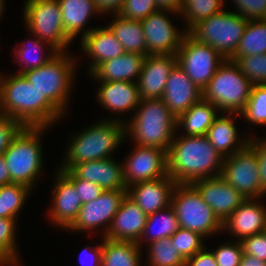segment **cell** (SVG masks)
Here are the masks:
<instances>
[{
	"label": "cell",
	"mask_w": 266,
	"mask_h": 266,
	"mask_svg": "<svg viewBox=\"0 0 266 266\" xmlns=\"http://www.w3.org/2000/svg\"><path fill=\"white\" fill-rule=\"evenodd\" d=\"M0 72V114L24 127H52L65 116L22 74ZM63 117V118H62Z\"/></svg>",
	"instance_id": "1"
},
{
	"label": "cell",
	"mask_w": 266,
	"mask_h": 266,
	"mask_svg": "<svg viewBox=\"0 0 266 266\" xmlns=\"http://www.w3.org/2000/svg\"><path fill=\"white\" fill-rule=\"evenodd\" d=\"M178 134V135H177ZM224 157L206 136H186L175 133L167 151L168 175L177 184H192L221 174Z\"/></svg>",
	"instance_id": "2"
},
{
	"label": "cell",
	"mask_w": 266,
	"mask_h": 266,
	"mask_svg": "<svg viewBox=\"0 0 266 266\" xmlns=\"http://www.w3.org/2000/svg\"><path fill=\"white\" fill-rule=\"evenodd\" d=\"M80 131V132H79ZM69 136L59 170H70L74 165L113 157L126 142V126L122 121L99 120Z\"/></svg>",
	"instance_id": "3"
},
{
	"label": "cell",
	"mask_w": 266,
	"mask_h": 266,
	"mask_svg": "<svg viewBox=\"0 0 266 266\" xmlns=\"http://www.w3.org/2000/svg\"><path fill=\"white\" fill-rule=\"evenodd\" d=\"M126 138L140 147L168 151L176 133V117L163 99L141 100L125 123Z\"/></svg>",
	"instance_id": "4"
},
{
	"label": "cell",
	"mask_w": 266,
	"mask_h": 266,
	"mask_svg": "<svg viewBox=\"0 0 266 266\" xmlns=\"http://www.w3.org/2000/svg\"><path fill=\"white\" fill-rule=\"evenodd\" d=\"M50 127H23L14 137L3 157L10 183L22 184L33 191L44 170L43 134Z\"/></svg>",
	"instance_id": "5"
},
{
	"label": "cell",
	"mask_w": 266,
	"mask_h": 266,
	"mask_svg": "<svg viewBox=\"0 0 266 266\" xmlns=\"http://www.w3.org/2000/svg\"><path fill=\"white\" fill-rule=\"evenodd\" d=\"M72 52L58 53L47 64L22 75L36 87L65 117L78 69V57ZM76 74V75H75Z\"/></svg>",
	"instance_id": "6"
},
{
	"label": "cell",
	"mask_w": 266,
	"mask_h": 266,
	"mask_svg": "<svg viewBox=\"0 0 266 266\" xmlns=\"http://www.w3.org/2000/svg\"><path fill=\"white\" fill-rule=\"evenodd\" d=\"M252 84L239 66L226 59L202 90V99L211 102L220 113L240 114L250 97Z\"/></svg>",
	"instance_id": "7"
},
{
	"label": "cell",
	"mask_w": 266,
	"mask_h": 266,
	"mask_svg": "<svg viewBox=\"0 0 266 266\" xmlns=\"http://www.w3.org/2000/svg\"><path fill=\"white\" fill-rule=\"evenodd\" d=\"M247 24V19L225 8L200 20L188 33L200 43L212 46L225 59H230L235 54Z\"/></svg>",
	"instance_id": "8"
},
{
	"label": "cell",
	"mask_w": 266,
	"mask_h": 266,
	"mask_svg": "<svg viewBox=\"0 0 266 266\" xmlns=\"http://www.w3.org/2000/svg\"><path fill=\"white\" fill-rule=\"evenodd\" d=\"M171 205L180 228L198 232L207 239L223 233V223L192 184H176Z\"/></svg>",
	"instance_id": "9"
},
{
	"label": "cell",
	"mask_w": 266,
	"mask_h": 266,
	"mask_svg": "<svg viewBox=\"0 0 266 266\" xmlns=\"http://www.w3.org/2000/svg\"><path fill=\"white\" fill-rule=\"evenodd\" d=\"M23 17L25 29L58 53L69 52L73 41L66 35L57 0H25ZM68 50V51H67Z\"/></svg>",
	"instance_id": "10"
},
{
	"label": "cell",
	"mask_w": 266,
	"mask_h": 266,
	"mask_svg": "<svg viewBox=\"0 0 266 266\" xmlns=\"http://www.w3.org/2000/svg\"><path fill=\"white\" fill-rule=\"evenodd\" d=\"M176 58L179 67L201 90L226 60L212 46L200 43L189 33L185 35L180 48L176 52Z\"/></svg>",
	"instance_id": "11"
},
{
	"label": "cell",
	"mask_w": 266,
	"mask_h": 266,
	"mask_svg": "<svg viewBox=\"0 0 266 266\" xmlns=\"http://www.w3.org/2000/svg\"><path fill=\"white\" fill-rule=\"evenodd\" d=\"M255 149L248 143L242 150L224 158L220 177L246 199L263 198Z\"/></svg>",
	"instance_id": "12"
},
{
	"label": "cell",
	"mask_w": 266,
	"mask_h": 266,
	"mask_svg": "<svg viewBox=\"0 0 266 266\" xmlns=\"http://www.w3.org/2000/svg\"><path fill=\"white\" fill-rule=\"evenodd\" d=\"M126 195L127 190H104L98 198L82 204L78 218L67 232L86 231L87 238H91V232L101 231L97 235L105 237Z\"/></svg>",
	"instance_id": "13"
},
{
	"label": "cell",
	"mask_w": 266,
	"mask_h": 266,
	"mask_svg": "<svg viewBox=\"0 0 266 266\" xmlns=\"http://www.w3.org/2000/svg\"><path fill=\"white\" fill-rule=\"evenodd\" d=\"M179 13L171 10H158L141 20L146 39L147 55H176L188 31L178 29L172 19ZM172 14V16H171Z\"/></svg>",
	"instance_id": "14"
},
{
	"label": "cell",
	"mask_w": 266,
	"mask_h": 266,
	"mask_svg": "<svg viewBox=\"0 0 266 266\" xmlns=\"http://www.w3.org/2000/svg\"><path fill=\"white\" fill-rule=\"evenodd\" d=\"M123 159V176L127 187L168 175L167 151L134 145Z\"/></svg>",
	"instance_id": "15"
},
{
	"label": "cell",
	"mask_w": 266,
	"mask_h": 266,
	"mask_svg": "<svg viewBox=\"0 0 266 266\" xmlns=\"http://www.w3.org/2000/svg\"><path fill=\"white\" fill-rule=\"evenodd\" d=\"M54 173L47 219L54 227L67 231L78 218L82 202L74 184L59 169Z\"/></svg>",
	"instance_id": "16"
},
{
	"label": "cell",
	"mask_w": 266,
	"mask_h": 266,
	"mask_svg": "<svg viewBox=\"0 0 266 266\" xmlns=\"http://www.w3.org/2000/svg\"><path fill=\"white\" fill-rule=\"evenodd\" d=\"M99 83L96 100L106 112H111L115 117H106L116 121L127 122L126 114L133 115L140 104V96L137 82L126 81H96ZM133 112V113H132ZM120 114V115H119ZM124 115V116H123ZM121 116V117H120ZM125 117V118H123Z\"/></svg>",
	"instance_id": "17"
},
{
	"label": "cell",
	"mask_w": 266,
	"mask_h": 266,
	"mask_svg": "<svg viewBox=\"0 0 266 266\" xmlns=\"http://www.w3.org/2000/svg\"><path fill=\"white\" fill-rule=\"evenodd\" d=\"M192 185L222 223L246 199L220 176L200 179Z\"/></svg>",
	"instance_id": "18"
},
{
	"label": "cell",
	"mask_w": 266,
	"mask_h": 266,
	"mask_svg": "<svg viewBox=\"0 0 266 266\" xmlns=\"http://www.w3.org/2000/svg\"><path fill=\"white\" fill-rule=\"evenodd\" d=\"M266 197L245 199L240 206L224 221L223 233L238 241L266 231Z\"/></svg>",
	"instance_id": "19"
},
{
	"label": "cell",
	"mask_w": 266,
	"mask_h": 266,
	"mask_svg": "<svg viewBox=\"0 0 266 266\" xmlns=\"http://www.w3.org/2000/svg\"><path fill=\"white\" fill-rule=\"evenodd\" d=\"M176 55H147L137 81L141 100L162 99Z\"/></svg>",
	"instance_id": "20"
},
{
	"label": "cell",
	"mask_w": 266,
	"mask_h": 266,
	"mask_svg": "<svg viewBox=\"0 0 266 266\" xmlns=\"http://www.w3.org/2000/svg\"><path fill=\"white\" fill-rule=\"evenodd\" d=\"M176 182L169 176L127 187V196L148 216L171 205Z\"/></svg>",
	"instance_id": "21"
},
{
	"label": "cell",
	"mask_w": 266,
	"mask_h": 266,
	"mask_svg": "<svg viewBox=\"0 0 266 266\" xmlns=\"http://www.w3.org/2000/svg\"><path fill=\"white\" fill-rule=\"evenodd\" d=\"M162 99L177 118L202 99V90L176 64L170 72Z\"/></svg>",
	"instance_id": "22"
},
{
	"label": "cell",
	"mask_w": 266,
	"mask_h": 266,
	"mask_svg": "<svg viewBox=\"0 0 266 266\" xmlns=\"http://www.w3.org/2000/svg\"><path fill=\"white\" fill-rule=\"evenodd\" d=\"M79 41H81L80 50L84 53V57L88 56L90 59L89 67H87V77L101 63L125 53L123 46L107 25L103 27L96 26Z\"/></svg>",
	"instance_id": "23"
},
{
	"label": "cell",
	"mask_w": 266,
	"mask_h": 266,
	"mask_svg": "<svg viewBox=\"0 0 266 266\" xmlns=\"http://www.w3.org/2000/svg\"><path fill=\"white\" fill-rule=\"evenodd\" d=\"M76 178L99 185L104 190H127L122 162L114 157L79 163L69 170Z\"/></svg>",
	"instance_id": "24"
},
{
	"label": "cell",
	"mask_w": 266,
	"mask_h": 266,
	"mask_svg": "<svg viewBox=\"0 0 266 266\" xmlns=\"http://www.w3.org/2000/svg\"><path fill=\"white\" fill-rule=\"evenodd\" d=\"M238 117H241L238 113H220L206 132L207 140L224 158L237 153L249 143L250 135L242 133L241 136L236 127L235 120Z\"/></svg>",
	"instance_id": "25"
},
{
	"label": "cell",
	"mask_w": 266,
	"mask_h": 266,
	"mask_svg": "<svg viewBox=\"0 0 266 266\" xmlns=\"http://www.w3.org/2000/svg\"><path fill=\"white\" fill-rule=\"evenodd\" d=\"M147 215L127 195L113 217L105 238L114 241L138 242L146 225Z\"/></svg>",
	"instance_id": "26"
},
{
	"label": "cell",
	"mask_w": 266,
	"mask_h": 266,
	"mask_svg": "<svg viewBox=\"0 0 266 266\" xmlns=\"http://www.w3.org/2000/svg\"><path fill=\"white\" fill-rule=\"evenodd\" d=\"M57 2L62 14L64 31L73 42L78 35H81L80 39H82L95 28L87 26L93 16L103 15L95 0H57Z\"/></svg>",
	"instance_id": "27"
},
{
	"label": "cell",
	"mask_w": 266,
	"mask_h": 266,
	"mask_svg": "<svg viewBox=\"0 0 266 266\" xmlns=\"http://www.w3.org/2000/svg\"><path fill=\"white\" fill-rule=\"evenodd\" d=\"M145 56L125 52L123 55L101 63L90 75L92 81L137 82Z\"/></svg>",
	"instance_id": "28"
},
{
	"label": "cell",
	"mask_w": 266,
	"mask_h": 266,
	"mask_svg": "<svg viewBox=\"0 0 266 266\" xmlns=\"http://www.w3.org/2000/svg\"><path fill=\"white\" fill-rule=\"evenodd\" d=\"M219 114L216 106L201 99L176 118V133L181 131V135L204 136Z\"/></svg>",
	"instance_id": "29"
},
{
	"label": "cell",
	"mask_w": 266,
	"mask_h": 266,
	"mask_svg": "<svg viewBox=\"0 0 266 266\" xmlns=\"http://www.w3.org/2000/svg\"><path fill=\"white\" fill-rule=\"evenodd\" d=\"M30 39L23 40L21 43L15 44L13 56L15 57V64L18 65V70L14 73L23 74L26 71L37 69L47 64L53 59L58 52L49 44L38 39L34 34H28ZM17 45V46H16ZM17 48V49H16Z\"/></svg>",
	"instance_id": "30"
},
{
	"label": "cell",
	"mask_w": 266,
	"mask_h": 266,
	"mask_svg": "<svg viewBox=\"0 0 266 266\" xmlns=\"http://www.w3.org/2000/svg\"><path fill=\"white\" fill-rule=\"evenodd\" d=\"M143 255L137 242L102 237V266H142Z\"/></svg>",
	"instance_id": "31"
},
{
	"label": "cell",
	"mask_w": 266,
	"mask_h": 266,
	"mask_svg": "<svg viewBox=\"0 0 266 266\" xmlns=\"http://www.w3.org/2000/svg\"><path fill=\"white\" fill-rule=\"evenodd\" d=\"M107 23L117 40L123 46L125 52L139 53L147 56L146 39L141 21L127 20L117 14Z\"/></svg>",
	"instance_id": "32"
},
{
	"label": "cell",
	"mask_w": 266,
	"mask_h": 266,
	"mask_svg": "<svg viewBox=\"0 0 266 266\" xmlns=\"http://www.w3.org/2000/svg\"><path fill=\"white\" fill-rule=\"evenodd\" d=\"M180 228L172 205L148 215L143 233L137 242L141 248L163 238L171 237ZM145 243V245H144Z\"/></svg>",
	"instance_id": "33"
},
{
	"label": "cell",
	"mask_w": 266,
	"mask_h": 266,
	"mask_svg": "<svg viewBox=\"0 0 266 266\" xmlns=\"http://www.w3.org/2000/svg\"><path fill=\"white\" fill-rule=\"evenodd\" d=\"M257 54H266V20L248 21L235 54L229 60L235 62L239 57Z\"/></svg>",
	"instance_id": "34"
},
{
	"label": "cell",
	"mask_w": 266,
	"mask_h": 266,
	"mask_svg": "<svg viewBox=\"0 0 266 266\" xmlns=\"http://www.w3.org/2000/svg\"><path fill=\"white\" fill-rule=\"evenodd\" d=\"M33 190L25 185L9 183L0 186V218L17 219Z\"/></svg>",
	"instance_id": "35"
},
{
	"label": "cell",
	"mask_w": 266,
	"mask_h": 266,
	"mask_svg": "<svg viewBox=\"0 0 266 266\" xmlns=\"http://www.w3.org/2000/svg\"><path fill=\"white\" fill-rule=\"evenodd\" d=\"M226 0H183L179 15L189 31L200 20L207 19L228 7Z\"/></svg>",
	"instance_id": "36"
},
{
	"label": "cell",
	"mask_w": 266,
	"mask_h": 266,
	"mask_svg": "<svg viewBox=\"0 0 266 266\" xmlns=\"http://www.w3.org/2000/svg\"><path fill=\"white\" fill-rule=\"evenodd\" d=\"M18 220L13 218H0V263L3 266L20 264L21 254L17 243Z\"/></svg>",
	"instance_id": "37"
},
{
	"label": "cell",
	"mask_w": 266,
	"mask_h": 266,
	"mask_svg": "<svg viewBox=\"0 0 266 266\" xmlns=\"http://www.w3.org/2000/svg\"><path fill=\"white\" fill-rule=\"evenodd\" d=\"M146 246L144 266H185L186 260L177 252L170 237L153 241Z\"/></svg>",
	"instance_id": "38"
},
{
	"label": "cell",
	"mask_w": 266,
	"mask_h": 266,
	"mask_svg": "<svg viewBox=\"0 0 266 266\" xmlns=\"http://www.w3.org/2000/svg\"><path fill=\"white\" fill-rule=\"evenodd\" d=\"M240 116L252 126H266V85H252L250 97Z\"/></svg>",
	"instance_id": "39"
},
{
	"label": "cell",
	"mask_w": 266,
	"mask_h": 266,
	"mask_svg": "<svg viewBox=\"0 0 266 266\" xmlns=\"http://www.w3.org/2000/svg\"><path fill=\"white\" fill-rule=\"evenodd\" d=\"M177 252L186 260L192 257L206 245L204 236L200 233L184 228H179L171 237Z\"/></svg>",
	"instance_id": "40"
},
{
	"label": "cell",
	"mask_w": 266,
	"mask_h": 266,
	"mask_svg": "<svg viewBox=\"0 0 266 266\" xmlns=\"http://www.w3.org/2000/svg\"><path fill=\"white\" fill-rule=\"evenodd\" d=\"M235 63L252 85H266V54L242 56Z\"/></svg>",
	"instance_id": "41"
},
{
	"label": "cell",
	"mask_w": 266,
	"mask_h": 266,
	"mask_svg": "<svg viewBox=\"0 0 266 266\" xmlns=\"http://www.w3.org/2000/svg\"><path fill=\"white\" fill-rule=\"evenodd\" d=\"M158 10L155 0H124L116 14L127 20L141 21Z\"/></svg>",
	"instance_id": "42"
},
{
	"label": "cell",
	"mask_w": 266,
	"mask_h": 266,
	"mask_svg": "<svg viewBox=\"0 0 266 266\" xmlns=\"http://www.w3.org/2000/svg\"><path fill=\"white\" fill-rule=\"evenodd\" d=\"M216 248L211 249L215 255L218 266H239L243 256V247L240 241L227 240Z\"/></svg>",
	"instance_id": "43"
},
{
	"label": "cell",
	"mask_w": 266,
	"mask_h": 266,
	"mask_svg": "<svg viewBox=\"0 0 266 266\" xmlns=\"http://www.w3.org/2000/svg\"><path fill=\"white\" fill-rule=\"evenodd\" d=\"M234 11L248 21L266 20V0H231Z\"/></svg>",
	"instance_id": "44"
},
{
	"label": "cell",
	"mask_w": 266,
	"mask_h": 266,
	"mask_svg": "<svg viewBox=\"0 0 266 266\" xmlns=\"http://www.w3.org/2000/svg\"><path fill=\"white\" fill-rule=\"evenodd\" d=\"M60 171L74 184L82 204L93 201L104 192V189L99 185L84 179L76 178L69 170Z\"/></svg>",
	"instance_id": "45"
},
{
	"label": "cell",
	"mask_w": 266,
	"mask_h": 266,
	"mask_svg": "<svg viewBox=\"0 0 266 266\" xmlns=\"http://www.w3.org/2000/svg\"><path fill=\"white\" fill-rule=\"evenodd\" d=\"M24 126L5 114H0V155L4 154L14 137Z\"/></svg>",
	"instance_id": "46"
},
{
	"label": "cell",
	"mask_w": 266,
	"mask_h": 266,
	"mask_svg": "<svg viewBox=\"0 0 266 266\" xmlns=\"http://www.w3.org/2000/svg\"><path fill=\"white\" fill-rule=\"evenodd\" d=\"M243 253L266 262V231L243 238Z\"/></svg>",
	"instance_id": "47"
},
{
	"label": "cell",
	"mask_w": 266,
	"mask_h": 266,
	"mask_svg": "<svg viewBox=\"0 0 266 266\" xmlns=\"http://www.w3.org/2000/svg\"><path fill=\"white\" fill-rule=\"evenodd\" d=\"M253 137L250 134L249 144L255 149L258 161L259 178L262 192L266 195V137Z\"/></svg>",
	"instance_id": "48"
},
{
	"label": "cell",
	"mask_w": 266,
	"mask_h": 266,
	"mask_svg": "<svg viewBox=\"0 0 266 266\" xmlns=\"http://www.w3.org/2000/svg\"><path fill=\"white\" fill-rule=\"evenodd\" d=\"M82 249L79 257L82 266H102V237L100 244L87 245Z\"/></svg>",
	"instance_id": "49"
},
{
	"label": "cell",
	"mask_w": 266,
	"mask_h": 266,
	"mask_svg": "<svg viewBox=\"0 0 266 266\" xmlns=\"http://www.w3.org/2000/svg\"><path fill=\"white\" fill-rule=\"evenodd\" d=\"M208 247H204L198 251L195 255L187 258L185 266H218L215 255L212 250H207Z\"/></svg>",
	"instance_id": "50"
},
{
	"label": "cell",
	"mask_w": 266,
	"mask_h": 266,
	"mask_svg": "<svg viewBox=\"0 0 266 266\" xmlns=\"http://www.w3.org/2000/svg\"><path fill=\"white\" fill-rule=\"evenodd\" d=\"M124 0H95V3L103 15L116 14Z\"/></svg>",
	"instance_id": "51"
},
{
	"label": "cell",
	"mask_w": 266,
	"mask_h": 266,
	"mask_svg": "<svg viewBox=\"0 0 266 266\" xmlns=\"http://www.w3.org/2000/svg\"><path fill=\"white\" fill-rule=\"evenodd\" d=\"M155 3L160 10H171L177 13L183 6V0H155Z\"/></svg>",
	"instance_id": "52"
},
{
	"label": "cell",
	"mask_w": 266,
	"mask_h": 266,
	"mask_svg": "<svg viewBox=\"0 0 266 266\" xmlns=\"http://www.w3.org/2000/svg\"><path fill=\"white\" fill-rule=\"evenodd\" d=\"M10 183V175L3 154L0 155V186Z\"/></svg>",
	"instance_id": "53"
},
{
	"label": "cell",
	"mask_w": 266,
	"mask_h": 266,
	"mask_svg": "<svg viewBox=\"0 0 266 266\" xmlns=\"http://www.w3.org/2000/svg\"><path fill=\"white\" fill-rule=\"evenodd\" d=\"M239 266H266V262L257 257L243 254Z\"/></svg>",
	"instance_id": "54"
},
{
	"label": "cell",
	"mask_w": 266,
	"mask_h": 266,
	"mask_svg": "<svg viewBox=\"0 0 266 266\" xmlns=\"http://www.w3.org/2000/svg\"><path fill=\"white\" fill-rule=\"evenodd\" d=\"M5 2H6L5 0H0V20H2V16H3V14H4L5 10H6Z\"/></svg>",
	"instance_id": "55"
},
{
	"label": "cell",
	"mask_w": 266,
	"mask_h": 266,
	"mask_svg": "<svg viewBox=\"0 0 266 266\" xmlns=\"http://www.w3.org/2000/svg\"><path fill=\"white\" fill-rule=\"evenodd\" d=\"M22 265H23V263L16 264V265H13V266H22ZM23 266H25V265H23Z\"/></svg>",
	"instance_id": "56"
}]
</instances>
